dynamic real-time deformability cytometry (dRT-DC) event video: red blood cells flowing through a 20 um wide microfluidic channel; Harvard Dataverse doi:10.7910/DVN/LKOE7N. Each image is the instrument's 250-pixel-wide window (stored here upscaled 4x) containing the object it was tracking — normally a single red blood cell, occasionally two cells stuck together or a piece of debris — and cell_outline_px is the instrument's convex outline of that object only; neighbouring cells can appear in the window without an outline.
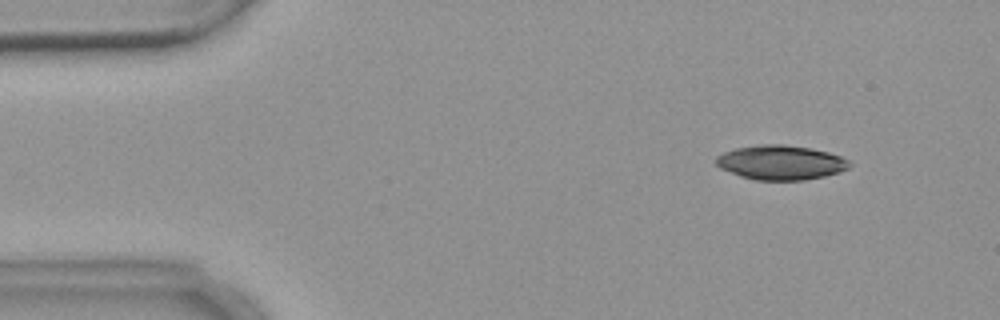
{"species": "common noctule bat (a hibernating species)", "species_latin": "Nyctalus noctula", "temperature_condition": "warm", "stored_images_in_passage": 5, "camera_frame_rate_fps": 3000, "um_per_image_px": 0.085, "animal": {"sex": "female", "body_mass_g": 18.4}, "frame": {"image": 1, "passage_image": 2, "time_ms": 1.333, "image_size_px": [1000, 320], "cell_outline_px": [[852, 164], [848, 168], [840, 172], [824, 176], [804, 180], [756, 180], [740, 176], [720, 168], [716, 164], [716, 156], [724, 152], [736, 148], [760, 144], [784, 144], [808, 148], [828, 152], [840, 156], [848, 160]], "centroid_in_image_um": [66.36, 13.81], "position_along_channel_um": 18.6, "area_um2": 26.76}}